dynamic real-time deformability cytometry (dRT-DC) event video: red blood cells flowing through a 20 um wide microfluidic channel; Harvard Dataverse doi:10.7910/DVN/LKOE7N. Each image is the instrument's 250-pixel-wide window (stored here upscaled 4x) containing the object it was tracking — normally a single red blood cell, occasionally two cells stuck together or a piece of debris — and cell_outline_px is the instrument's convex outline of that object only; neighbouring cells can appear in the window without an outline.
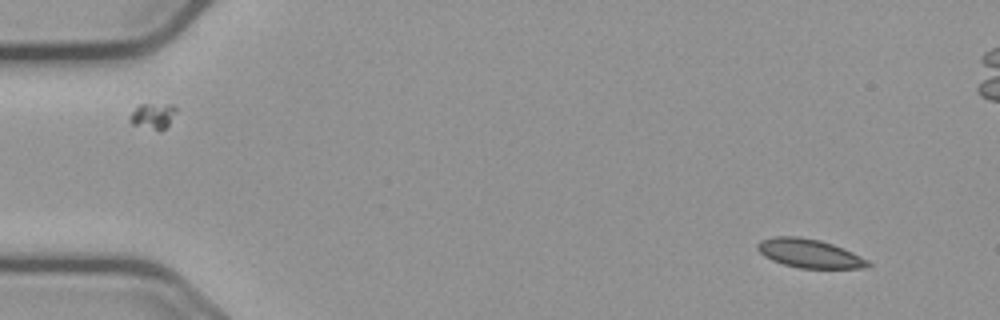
{"species": "common noctule bat (a hibernating species)", "species_latin": "Nyctalus noctula", "temperature_condition": "cold", "stored_images_in_passage": 56, "camera_frame_rate_fps": 3000, "um_per_image_px": 0.085, "animal": {"sex": "male", "body_mass_g": 23.1, "forearm_length_mm": 52.7}, "frame": {"image": 1, "passage_image": 4, "time_ms": 1.0, "image_size_px": [1000, 320], "cell_outline_px": [[872, 264], [864, 268], [800, 268], [784, 264], [772, 260], [764, 256], [756, 248], [756, 244], [760, 240], [772, 236], [800, 236], [820, 240], [844, 248], [868, 260]], "centroid_in_image_um": [68.77, 21.52], "position_along_channel_um": 16.2, "area_um2": 18.55}}
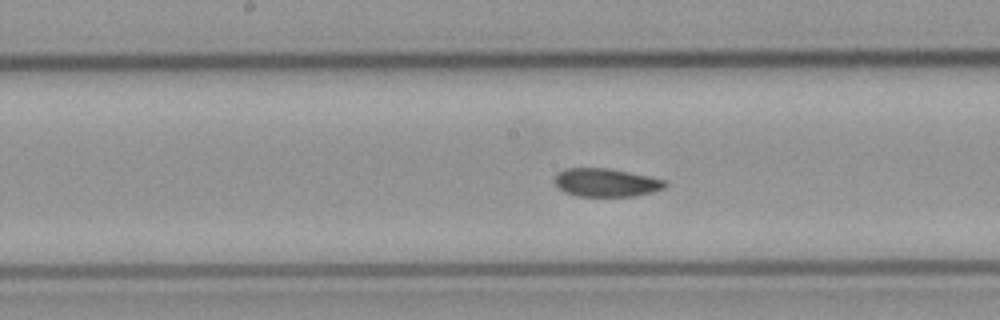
{"frame": {"image": 2, "passage_image": 28, "time_ms": 9.0, "image_size_px": [1000, 320], "cell_outline_px": [[668, 184], [664, 188], [652, 192], [632, 196], [576, 196], [564, 192], [556, 184], [556, 172], [564, 168], [612, 168], [648, 176], [664, 180]], "centroid_in_image_um": [51.51, 15.51], "position_along_channel_um": 196.7, "area_um2": 18.21}}
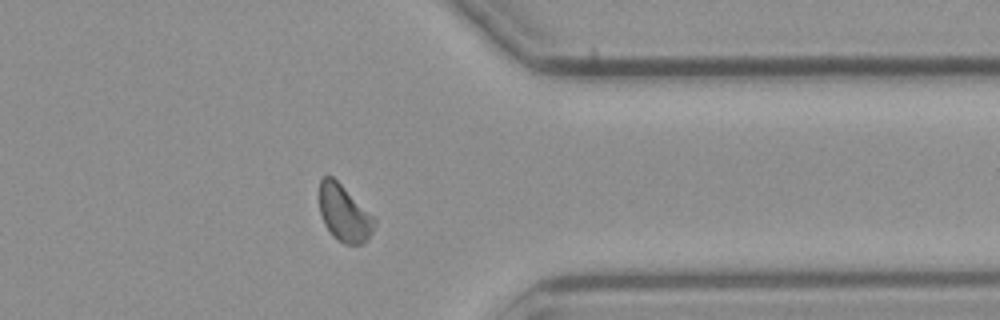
{"frame": {"image": 3, "passage_image": 44, "time_ms": 14.333, "image_size_px": [1000, 320], "cell_outline_px": [[376, 220], [372, 232], [364, 244], [344, 244], [336, 240], [332, 236], [324, 224], [320, 212], [320, 180], [324, 176], [332, 176], [376, 216]], "centroid_in_image_um": [29.28, 18.15], "position_along_channel_um": 382.1, "area_um2": 18.38}, "authors_computed_cell_mechanics": {"area_um2": 18.6983, "velocity_mm_per_s": 3.659, "shape_relaxation_time_tau1_ms": 7.666, "shape_relaxation_time_tau2_ms": 1.9254, "deformation_change_tau1": 0.1132, "deformation_change_tau2": 0.0676}}